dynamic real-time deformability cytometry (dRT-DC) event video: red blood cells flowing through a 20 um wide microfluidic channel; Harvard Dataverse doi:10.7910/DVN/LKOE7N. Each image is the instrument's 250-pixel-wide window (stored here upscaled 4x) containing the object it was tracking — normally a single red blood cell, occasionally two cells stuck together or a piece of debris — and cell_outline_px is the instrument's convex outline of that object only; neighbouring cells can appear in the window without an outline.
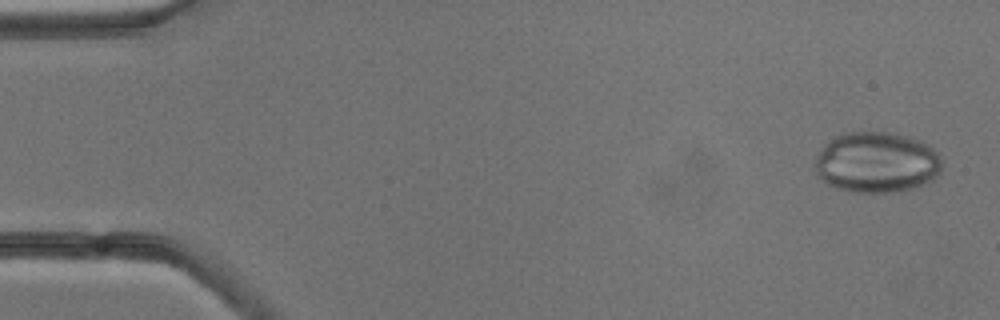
{"species": "common noctule bat (a hibernating species)", "species_latin": "Nyctalus noctula", "temperature_condition": "cold", "stored_images_in_passage": 53, "camera_frame_rate_fps": 3000, "um_per_image_px": 0.085, "animal": {"sex": "male", "body_mass_g": 13.3}, "frame": {"image": 1, "passage_image": 2, "time_ms": 0.333, "image_size_px": [1000, 320], "cell_outline_px": [[940, 172], [932, 180], [912, 188], [888, 192], [848, 192], [836, 188], [828, 184], [816, 176], [812, 168], [824, 144], [836, 136], [848, 132], [884, 132], [908, 136], [928, 144], [936, 152], [940, 160]], "centroid_in_image_um": [74.46, 13.81], "position_along_channel_um": 10.5, "area_um2": 44.85}}
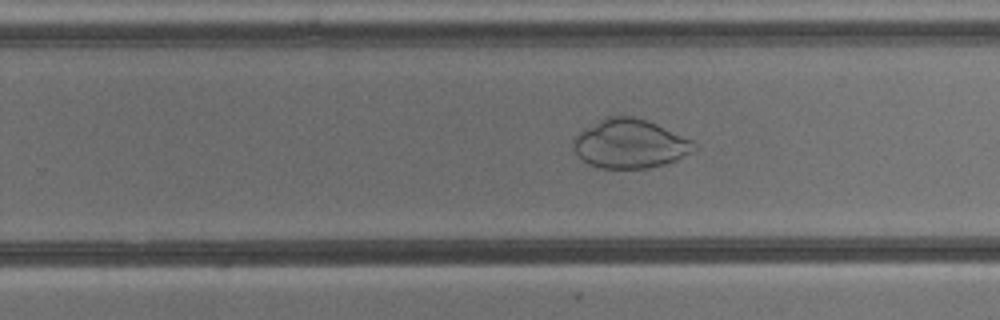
{"frame": {"image": 2, "passage_image": 33, "time_ms": 10.667, "image_size_px": [1000, 320], "cell_outline_px": [[696, 148], [692, 152], [676, 160], [664, 164], [648, 168], [600, 168], [588, 164], [572, 148], [572, 140], [584, 128], [608, 116], [632, 116], [648, 120], [692, 140], [696, 144]], "centroid_in_image_um": [53.54, 12.22], "position_along_channel_um": 276.3, "area_um2": 34.33}}
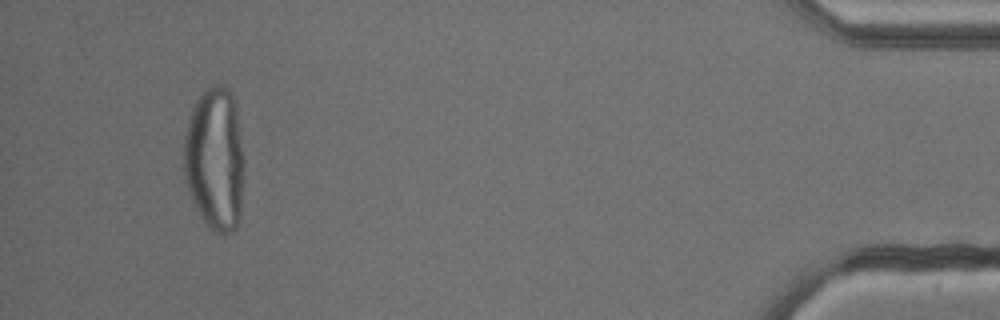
{"frame": {"image": 3, "passage_image": 50, "time_ms": 16.333, "image_size_px": [1000, 320], "cell_outline_px": [[244, 176], [240, 216], [236, 228], [232, 232], [224, 236], [216, 232], [204, 220], [192, 204], [184, 180], [184, 136], [188, 120], [192, 108], [196, 100], [204, 88], [216, 84], [224, 84], [232, 92], [236, 108], [244, 160]], "centroid_in_image_um": [18.27, 13.52], "position_along_channel_um": 416.9, "area_um2": 51.38}}